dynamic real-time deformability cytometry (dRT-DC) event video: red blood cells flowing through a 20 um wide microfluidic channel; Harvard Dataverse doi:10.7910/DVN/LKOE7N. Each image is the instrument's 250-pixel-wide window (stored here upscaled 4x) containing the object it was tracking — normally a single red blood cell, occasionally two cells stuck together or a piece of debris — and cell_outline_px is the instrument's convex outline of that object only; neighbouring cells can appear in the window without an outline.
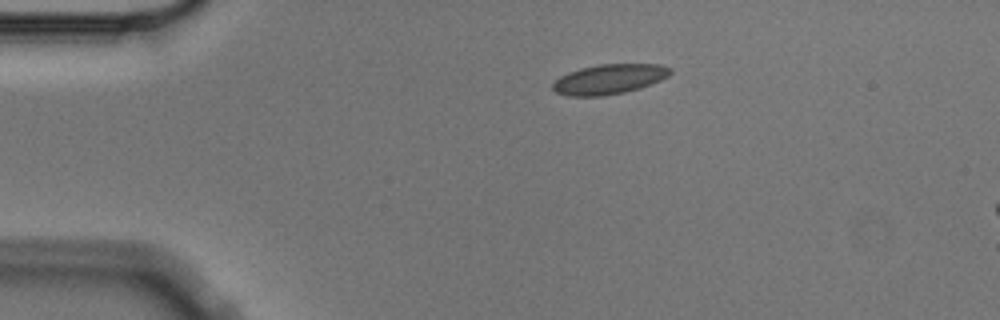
{"species": "Egyptian fruit bat (a non-hibernating species)", "species_latin": "Rousettus aegyptiacus", "temperature_condition": "cold", "stored_images_in_passage": 3, "camera_frame_rate_fps": 3000, "um_per_image_px": 0.085, "animal": {"sex": "male"}, "frame": {"image": 1, "passage_image": 1, "time_ms": 0.0, "image_size_px": [1000, 320], "cell_outline_px": [[672, 72], [668, 76], [660, 80], [640, 88], [624, 92], [604, 96], [568, 96], [556, 92], [552, 88], [552, 84], [560, 76], [568, 72], [580, 68], [600, 64], [660, 64], [672, 68]], "centroid_in_image_um": [51.78, 6.72], "position_along_channel_um": 33.2, "area_um2": 20.52}}
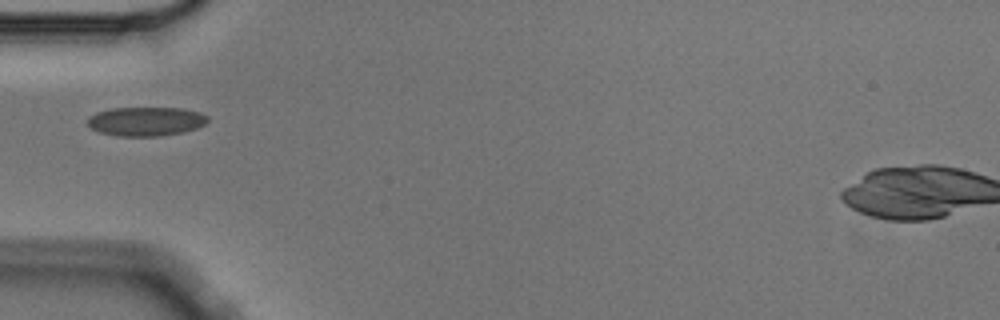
{"frame": {"image": 2, "passage_image": 3, "time_ms": 0.667, "image_size_px": [1000, 320], "cell_outline_px": [[208, 120], [204, 124], [196, 128], [184, 132], [160, 136], [120, 136], [100, 132], [92, 128], [88, 124], [88, 116], [96, 112], [112, 108], [184, 108], [200, 112], [208, 116]], "centroid_in_image_um": [12.42, 10.31], "position_along_channel_um": 72.6, "area_um2": 20.35}}